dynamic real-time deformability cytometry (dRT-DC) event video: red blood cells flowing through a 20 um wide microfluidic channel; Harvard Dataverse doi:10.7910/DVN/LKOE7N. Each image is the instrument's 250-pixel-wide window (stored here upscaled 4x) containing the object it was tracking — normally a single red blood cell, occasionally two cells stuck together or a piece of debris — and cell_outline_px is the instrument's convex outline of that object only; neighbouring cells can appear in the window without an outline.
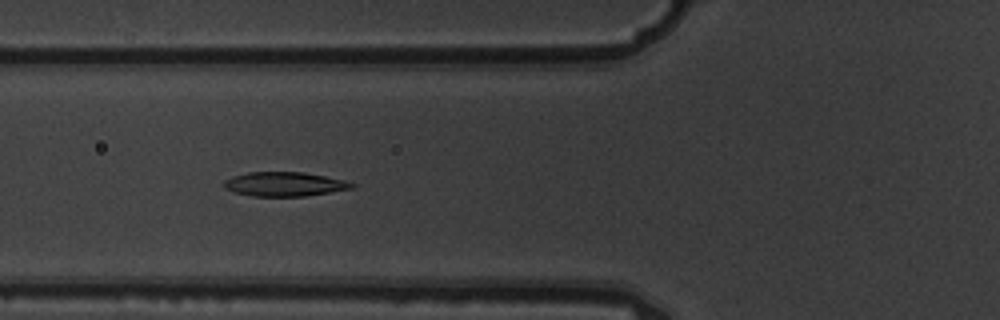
{"species": "common noctule bat (a hibernating species)", "species_latin": "Nyctalus noctula", "temperature_condition": "warm", "stored_images_in_passage": 8, "camera_frame_rate_fps": 3000, "um_per_image_px": 0.085, "animal": {"sex": "male", "body_mass_g": 19.5, "forearm_length_mm": 54.6}, "frame": {"image": 1, "passage_image": 5, "time_ms": 1.333, "image_size_px": [1000, 320], "cell_outline_px": [[356, 188], [304, 196], [252, 196], [236, 192], [224, 188], [224, 180], [232, 176], [248, 172], [304, 172], [344, 180], [356, 184]], "centroid_in_image_um": [24.2, 15.65], "position_along_channel_um": 101.6, "area_um2": 18.03}}
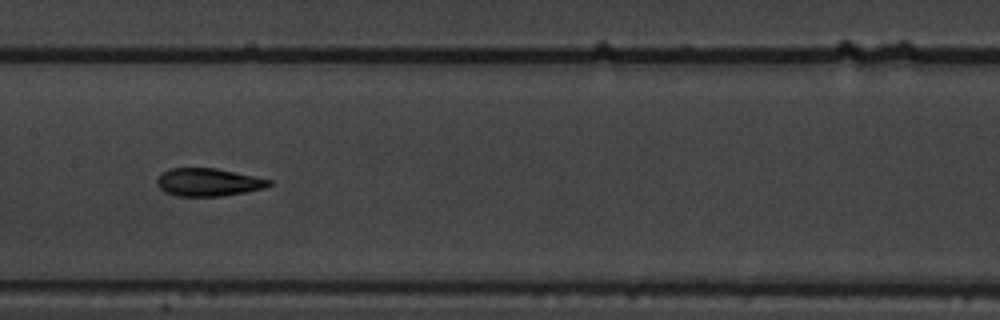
{"frame": {"image": 2, "passage_image": 7, "time_ms": 2.0, "image_size_px": [1000, 320], "cell_outline_px": [[272, 184], [264, 188], [244, 192], [220, 196], [176, 196], [164, 192], [156, 184], [156, 180], [164, 172], [172, 168], [216, 168], [272, 180]], "centroid_in_image_um": [17.69, 15.49], "position_along_channel_um": 189.7, "area_um2": 18.03}}
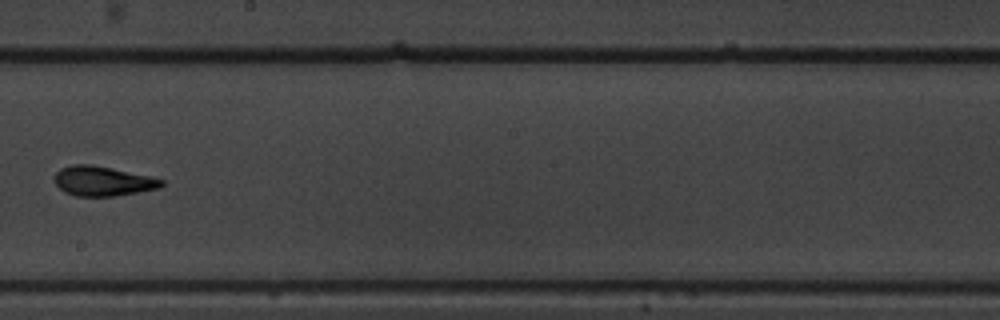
{"frame": {"image": 3, "passage_image": 8, "time_ms": 2.333, "image_size_px": [1000, 320], "cell_outline_px": [[164, 184], [160, 188], [116, 196], [76, 196], [64, 192], [52, 180], [52, 176], [60, 168], [72, 164], [88, 164], [148, 176], [164, 180]], "centroid_in_image_um": [8.67, 15.4], "position_along_channel_um": 239.5, "area_um2": 18.44}}